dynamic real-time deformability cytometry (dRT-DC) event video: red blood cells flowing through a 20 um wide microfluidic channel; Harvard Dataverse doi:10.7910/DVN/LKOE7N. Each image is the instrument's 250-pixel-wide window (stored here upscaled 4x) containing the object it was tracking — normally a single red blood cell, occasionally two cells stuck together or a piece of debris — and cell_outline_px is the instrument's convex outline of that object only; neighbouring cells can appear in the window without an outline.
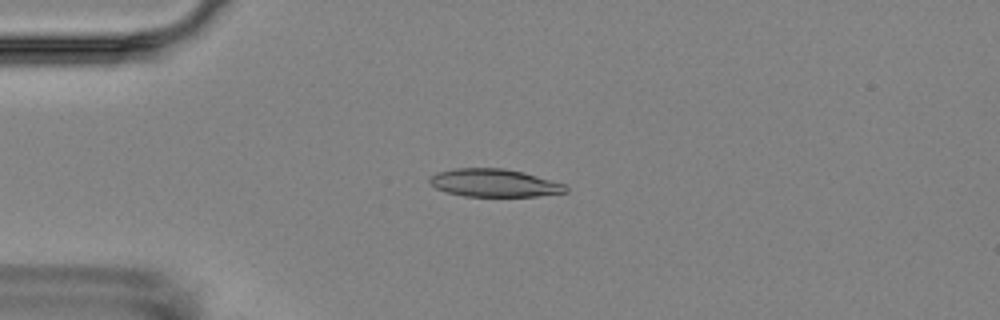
{"species": "Egyptian fruit bat (a non-hibernating species)", "species_latin": "Rousettus aegyptiacus", "temperature_condition": "room temperature", "stored_images_in_passage": 6, "camera_frame_rate_fps": 3000, "um_per_image_px": 0.085, "animal": {"sex": "female"}, "frame": {"image": 1, "passage_image": 3, "time_ms": 2.333, "image_size_px": [1000, 320], "cell_outline_px": [[568, 192], [536, 196], [464, 196], [448, 192], [436, 188], [428, 184], [428, 180], [436, 172], [456, 168], [504, 168], [524, 172], [564, 184], [568, 188]], "centroid_in_image_um": [41.99, 15.54], "position_along_channel_um": 43.0, "area_um2": 22.08}}